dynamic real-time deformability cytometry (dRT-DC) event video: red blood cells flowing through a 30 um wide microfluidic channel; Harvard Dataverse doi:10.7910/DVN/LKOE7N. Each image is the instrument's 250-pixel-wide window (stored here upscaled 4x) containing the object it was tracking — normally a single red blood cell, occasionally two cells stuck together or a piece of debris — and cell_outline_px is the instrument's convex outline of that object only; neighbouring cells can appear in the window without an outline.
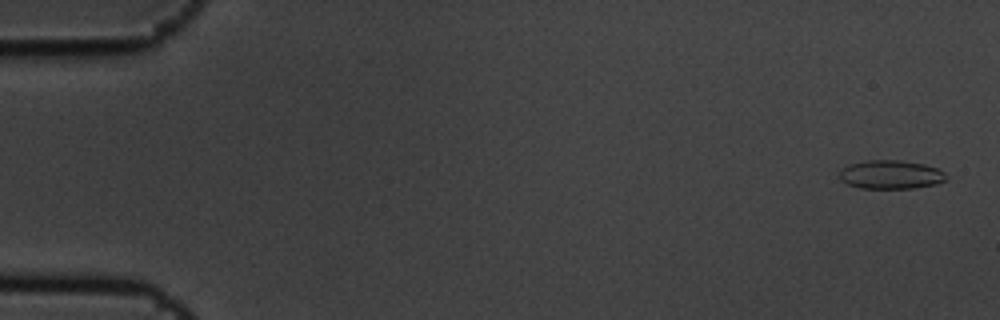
{"species": "common noctule bat (a hibernating species)", "species_latin": "Nyctalus noctula", "temperature_condition": "cold", "stored_images_in_passage": 6, "camera_frame_rate_fps": 3000, "um_per_image_px": 0.085, "animal": {"sex": "male", "body_mass_g": 19.5, "forearm_length_mm": 54.6}, "frame": {"image": 1, "passage_image": 1, "time_ms": 0.0, "image_size_px": [1000, 320], "cell_outline_px": [[944, 180], [936, 184], [912, 188], [860, 188], [848, 184], [840, 180], [840, 168], [848, 164], [868, 160], [900, 160], [924, 164], [936, 168], [944, 172]], "centroid_in_image_um": [75.66, 14.83], "position_along_channel_um": 9.3, "area_um2": 17.74}}
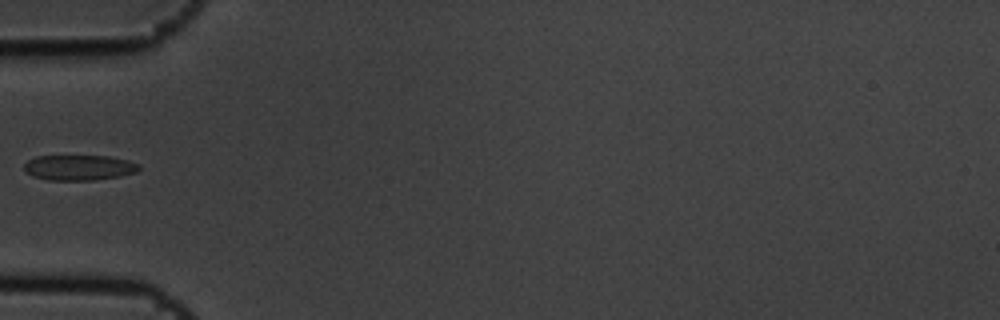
{"frame": {"image": 2, "passage_image": 5, "time_ms": 1.333, "image_size_px": [1000, 320], "cell_outline_px": [[140, 168], [136, 172], [120, 176], [92, 180], [48, 180], [32, 176], [24, 172], [24, 164], [28, 160], [36, 156], [108, 156], [128, 160], [140, 164]], "centroid_in_image_um": [6.7, 14.24], "position_along_channel_um": 78.3, "area_um2": 17.05}}
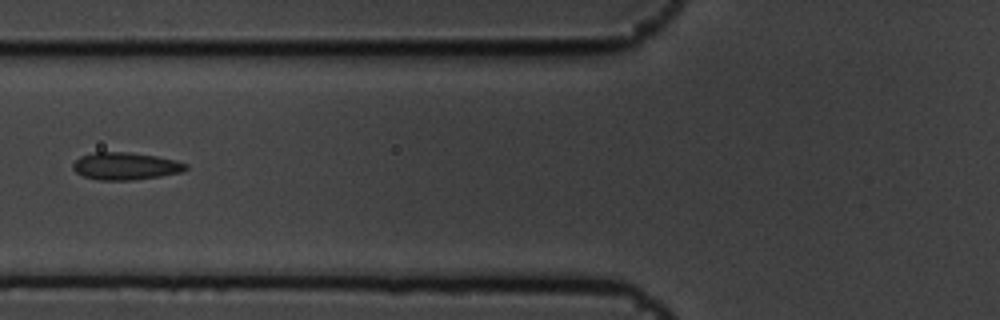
{"frame": {"image": 3, "passage_image": 6, "time_ms": 1.667, "image_size_px": [1000, 320], "cell_outline_px": [[188, 168], [180, 172], [160, 176], [132, 180], [100, 180], [84, 176], [76, 172], [72, 168], [72, 164], [80, 156], [92, 152], [132, 152], [156, 156], [176, 160], [188, 164]], "centroid_in_image_um": [10.66, 14.11], "position_along_channel_um": 115.1, "area_um2": 18.03}}